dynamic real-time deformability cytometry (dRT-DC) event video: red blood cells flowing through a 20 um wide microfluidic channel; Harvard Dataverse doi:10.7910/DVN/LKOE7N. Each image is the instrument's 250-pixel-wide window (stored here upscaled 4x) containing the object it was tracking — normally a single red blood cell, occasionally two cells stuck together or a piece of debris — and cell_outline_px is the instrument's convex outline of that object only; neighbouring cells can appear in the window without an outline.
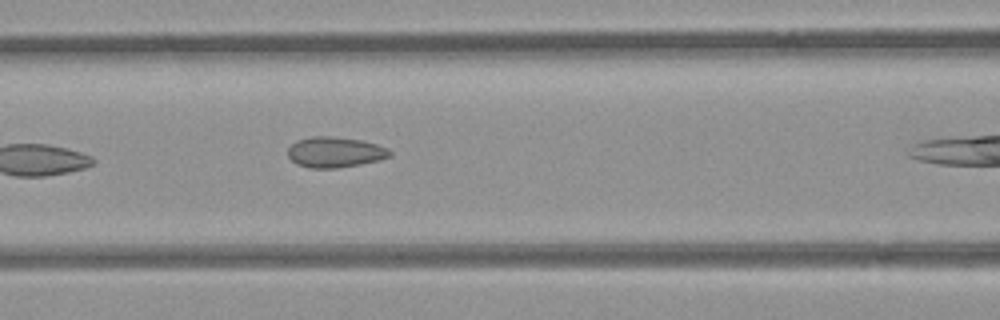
{"species": "common noctule bat (a hibernating species)", "species_latin": "Nyctalus noctula", "temperature_condition": "room temperature", "stored_images_in_passage": 4, "segment_of_instrument_passage": [1, 2], "camera_frame_rate_fps": 3000, "um_per_image_px": 0.085, "animal": {"sex": "female", "body_mass_g": 21.9}, "frame": {"image": 1, "passage_image": 3, "time_ms": 2.333, "image_size_px": [1000, 320], "cell_outline_px": [[392, 156], [380, 160], [360, 164], [336, 168], [308, 168], [296, 164], [288, 156], [288, 148], [296, 140], [312, 136], [332, 136], [360, 140], [376, 144], [388, 148], [392, 152]], "centroid_in_image_um": [28.47, 12.93], "position_along_channel_um": 138.1, "area_um2": 18.26}}